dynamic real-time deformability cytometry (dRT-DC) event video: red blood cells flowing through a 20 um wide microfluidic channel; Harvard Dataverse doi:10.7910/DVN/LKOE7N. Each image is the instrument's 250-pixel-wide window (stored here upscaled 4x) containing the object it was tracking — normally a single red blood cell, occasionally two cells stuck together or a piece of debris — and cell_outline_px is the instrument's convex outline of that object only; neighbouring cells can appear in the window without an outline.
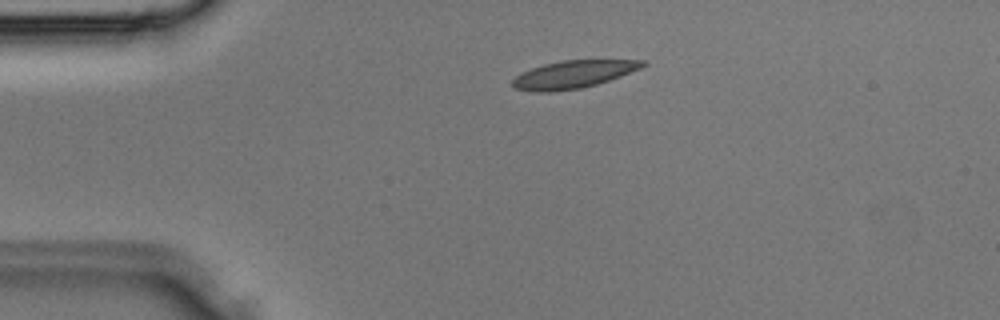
{"species": "Egyptian fruit bat (a non-hibernating species)", "species_latin": "Rousettus aegyptiacus", "temperature_condition": "room temperature", "stored_images_in_passage": 31, "camera_frame_rate_fps": 3000, "um_per_image_px": 0.085, "animal": {"sex": "male"}, "frame": {"image": 1, "passage_image": 3, "time_ms": 0.667, "image_size_px": [1000, 320], "cell_outline_px": [[648, 64], [640, 68], [620, 76], [596, 84], [580, 88], [552, 92], [532, 92], [516, 88], [512, 84], [512, 80], [520, 72], [544, 64], [560, 60], [648, 60]], "centroid_in_image_um": [48.71, 6.32], "position_along_channel_um": 36.3, "area_um2": 20.92}}
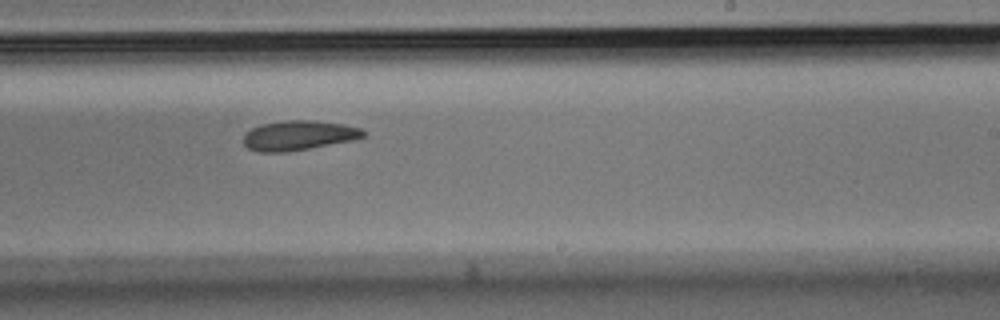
{"frame": {"image": 2, "passage_image": 17, "time_ms": 5.333, "image_size_px": [1000, 320], "cell_outline_px": [[368, 132], [364, 136], [352, 140], [288, 152], [256, 152], [248, 148], [244, 144], [244, 132], [260, 124], [288, 120], [312, 120], [344, 124], [360, 128]], "centroid_in_image_um": [25.36, 11.51], "position_along_channel_um": 263.6, "area_um2": 20.81}}
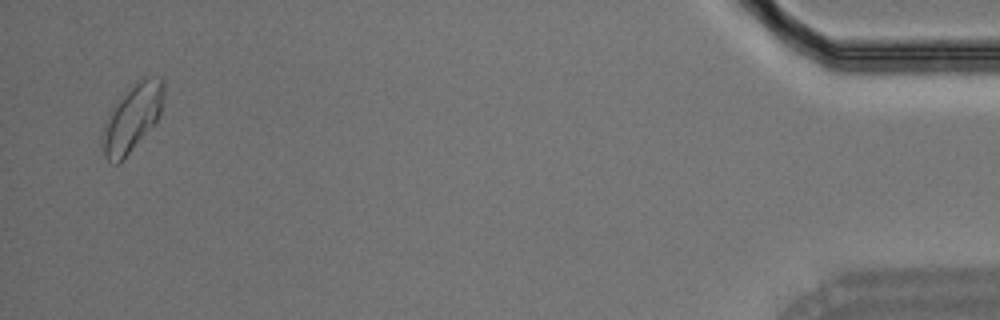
{"frame": {"image": 3, "passage_image": 30, "time_ms": 9.667, "image_size_px": [1000, 320], "cell_outline_px": [[164, 92], [160, 112], [156, 124], [116, 164], [112, 164], [104, 156], [100, 136], [104, 124], [120, 100], [136, 80], [140, 76], [160, 76], [164, 80]], "centroid_in_image_um": [11.27, 9.98], "position_along_channel_um": 423.9, "area_um2": 23.58}}